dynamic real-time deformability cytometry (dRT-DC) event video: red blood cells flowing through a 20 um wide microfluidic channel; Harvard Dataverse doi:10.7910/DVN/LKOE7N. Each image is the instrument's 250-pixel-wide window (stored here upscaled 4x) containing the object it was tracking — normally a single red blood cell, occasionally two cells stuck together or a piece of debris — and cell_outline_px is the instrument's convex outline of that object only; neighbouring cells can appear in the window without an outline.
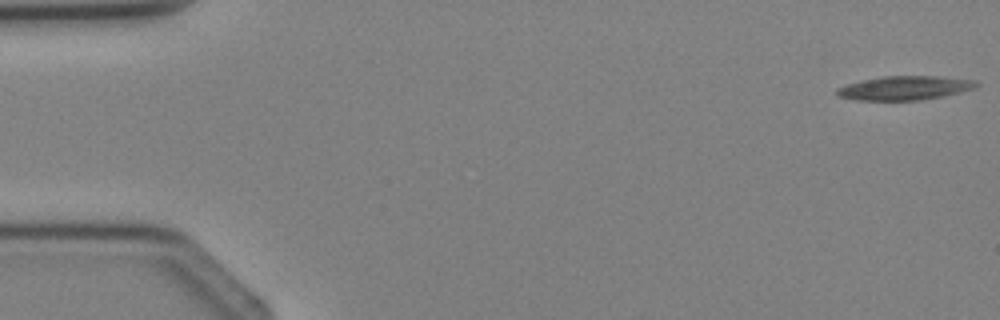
{"species": "Egyptian fruit bat (a non-hibernating species)", "species_latin": "Rousettus aegyptiacus", "temperature_condition": "cold", "stored_images_in_passage": 4, "camera_frame_rate_fps": 3000, "um_per_image_px": 0.085, "animal": {"sex": "female"}, "frame": {"image": 1, "passage_image": 1, "time_ms": 0.0, "image_size_px": [1000, 320], "cell_outline_px": [[980, 84], [976, 88], [944, 96], [920, 100], [856, 100], [840, 96], [836, 92], [836, 88], [848, 84], [864, 80], [884, 76], [936, 76], [976, 80]], "centroid_in_image_um": [76.96, 7.48], "position_along_channel_um": 8.0, "area_um2": 19.36}}
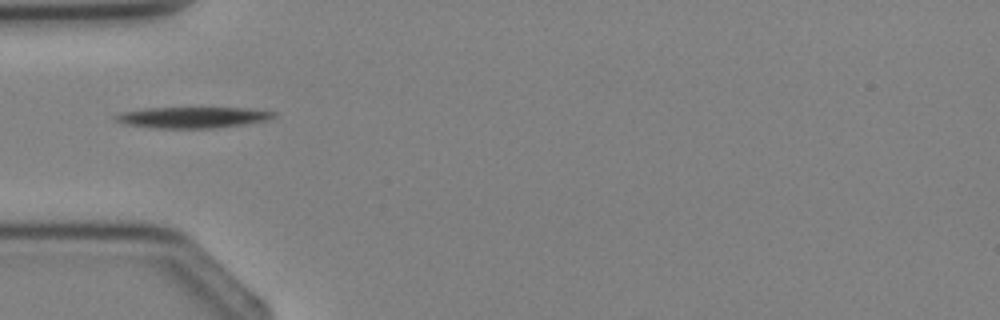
{"frame": {"image": 2, "passage_image": 4, "time_ms": 3.667, "image_size_px": [1000, 320], "cell_outline_px": [[276, 116], [268, 120], [244, 124], [216, 128], [152, 128], [120, 124], [112, 120], [112, 116], [120, 112], [144, 108], [248, 108], [276, 112]], "centroid_in_image_um": [16.27, 9.98], "position_along_channel_um": 68.7, "area_um2": 19.77}}